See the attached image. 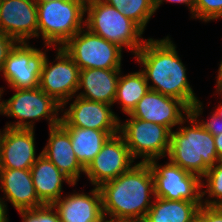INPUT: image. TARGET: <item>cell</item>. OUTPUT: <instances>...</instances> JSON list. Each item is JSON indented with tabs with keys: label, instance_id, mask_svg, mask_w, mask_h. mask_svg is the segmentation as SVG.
<instances>
[{
	"label": "cell",
	"instance_id": "cell-18",
	"mask_svg": "<svg viewBox=\"0 0 222 222\" xmlns=\"http://www.w3.org/2000/svg\"><path fill=\"white\" fill-rule=\"evenodd\" d=\"M0 188L4 201L10 202L17 211L44 205L35 192L30 169L0 168Z\"/></svg>",
	"mask_w": 222,
	"mask_h": 222
},
{
	"label": "cell",
	"instance_id": "cell-31",
	"mask_svg": "<svg viewBox=\"0 0 222 222\" xmlns=\"http://www.w3.org/2000/svg\"><path fill=\"white\" fill-rule=\"evenodd\" d=\"M17 41L0 31V73L4 63Z\"/></svg>",
	"mask_w": 222,
	"mask_h": 222
},
{
	"label": "cell",
	"instance_id": "cell-2",
	"mask_svg": "<svg viewBox=\"0 0 222 222\" xmlns=\"http://www.w3.org/2000/svg\"><path fill=\"white\" fill-rule=\"evenodd\" d=\"M104 216L143 222L151 208L154 178L148 162H137L128 171L99 187Z\"/></svg>",
	"mask_w": 222,
	"mask_h": 222
},
{
	"label": "cell",
	"instance_id": "cell-27",
	"mask_svg": "<svg viewBox=\"0 0 222 222\" xmlns=\"http://www.w3.org/2000/svg\"><path fill=\"white\" fill-rule=\"evenodd\" d=\"M203 103L198 101L190 108V113L200 122V124L209 131L213 136L222 133V102L211 113L209 120L198 119L203 113Z\"/></svg>",
	"mask_w": 222,
	"mask_h": 222
},
{
	"label": "cell",
	"instance_id": "cell-1",
	"mask_svg": "<svg viewBox=\"0 0 222 222\" xmlns=\"http://www.w3.org/2000/svg\"><path fill=\"white\" fill-rule=\"evenodd\" d=\"M176 47L169 36L163 39L149 37L134 58L141 65L150 90L181 100L190 109L200 100L190 86L187 68Z\"/></svg>",
	"mask_w": 222,
	"mask_h": 222
},
{
	"label": "cell",
	"instance_id": "cell-26",
	"mask_svg": "<svg viewBox=\"0 0 222 222\" xmlns=\"http://www.w3.org/2000/svg\"><path fill=\"white\" fill-rule=\"evenodd\" d=\"M201 180L202 205L222 206V161L210 167ZM204 186L205 190H203Z\"/></svg>",
	"mask_w": 222,
	"mask_h": 222
},
{
	"label": "cell",
	"instance_id": "cell-13",
	"mask_svg": "<svg viewBox=\"0 0 222 222\" xmlns=\"http://www.w3.org/2000/svg\"><path fill=\"white\" fill-rule=\"evenodd\" d=\"M69 108H61L63 127H81L95 130H119L120 117L112 105L88 100L76 95Z\"/></svg>",
	"mask_w": 222,
	"mask_h": 222
},
{
	"label": "cell",
	"instance_id": "cell-34",
	"mask_svg": "<svg viewBox=\"0 0 222 222\" xmlns=\"http://www.w3.org/2000/svg\"><path fill=\"white\" fill-rule=\"evenodd\" d=\"M216 153L219 157V160L222 161V133L218 135H214Z\"/></svg>",
	"mask_w": 222,
	"mask_h": 222
},
{
	"label": "cell",
	"instance_id": "cell-24",
	"mask_svg": "<svg viewBox=\"0 0 222 222\" xmlns=\"http://www.w3.org/2000/svg\"><path fill=\"white\" fill-rule=\"evenodd\" d=\"M119 75L114 103L118 102L124 114H130L139 100L149 91L148 83L141 70Z\"/></svg>",
	"mask_w": 222,
	"mask_h": 222
},
{
	"label": "cell",
	"instance_id": "cell-33",
	"mask_svg": "<svg viewBox=\"0 0 222 222\" xmlns=\"http://www.w3.org/2000/svg\"><path fill=\"white\" fill-rule=\"evenodd\" d=\"M6 204L4 199L0 198V222H9Z\"/></svg>",
	"mask_w": 222,
	"mask_h": 222
},
{
	"label": "cell",
	"instance_id": "cell-36",
	"mask_svg": "<svg viewBox=\"0 0 222 222\" xmlns=\"http://www.w3.org/2000/svg\"><path fill=\"white\" fill-rule=\"evenodd\" d=\"M101 222H138V221L129 220V219H117V218H112V217L107 218V216H104Z\"/></svg>",
	"mask_w": 222,
	"mask_h": 222
},
{
	"label": "cell",
	"instance_id": "cell-9",
	"mask_svg": "<svg viewBox=\"0 0 222 222\" xmlns=\"http://www.w3.org/2000/svg\"><path fill=\"white\" fill-rule=\"evenodd\" d=\"M55 49V60L50 62L48 56L44 60L38 87L65 108L76 96L80 69L62 47Z\"/></svg>",
	"mask_w": 222,
	"mask_h": 222
},
{
	"label": "cell",
	"instance_id": "cell-6",
	"mask_svg": "<svg viewBox=\"0 0 222 222\" xmlns=\"http://www.w3.org/2000/svg\"><path fill=\"white\" fill-rule=\"evenodd\" d=\"M86 14V28L122 49L125 47L134 56L147 40L135 22L102 0H87Z\"/></svg>",
	"mask_w": 222,
	"mask_h": 222
},
{
	"label": "cell",
	"instance_id": "cell-3",
	"mask_svg": "<svg viewBox=\"0 0 222 222\" xmlns=\"http://www.w3.org/2000/svg\"><path fill=\"white\" fill-rule=\"evenodd\" d=\"M186 122L190 126H184ZM177 129L171 132L168 160L202 179L210 167L221 162L214 137L191 113Z\"/></svg>",
	"mask_w": 222,
	"mask_h": 222
},
{
	"label": "cell",
	"instance_id": "cell-25",
	"mask_svg": "<svg viewBox=\"0 0 222 222\" xmlns=\"http://www.w3.org/2000/svg\"><path fill=\"white\" fill-rule=\"evenodd\" d=\"M106 4L121 11L127 18L135 22L143 31L156 12L153 0H102Z\"/></svg>",
	"mask_w": 222,
	"mask_h": 222
},
{
	"label": "cell",
	"instance_id": "cell-37",
	"mask_svg": "<svg viewBox=\"0 0 222 222\" xmlns=\"http://www.w3.org/2000/svg\"><path fill=\"white\" fill-rule=\"evenodd\" d=\"M49 1H58V0H35L36 3L49 2Z\"/></svg>",
	"mask_w": 222,
	"mask_h": 222
},
{
	"label": "cell",
	"instance_id": "cell-23",
	"mask_svg": "<svg viewBox=\"0 0 222 222\" xmlns=\"http://www.w3.org/2000/svg\"><path fill=\"white\" fill-rule=\"evenodd\" d=\"M202 202L155 197L143 222H197Z\"/></svg>",
	"mask_w": 222,
	"mask_h": 222
},
{
	"label": "cell",
	"instance_id": "cell-5",
	"mask_svg": "<svg viewBox=\"0 0 222 222\" xmlns=\"http://www.w3.org/2000/svg\"><path fill=\"white\" fill-rule=\"evenodd\" d=\"M11 89L15 93L8 100H2L4 88L0 87V115L18 121L7 122L5 127L34 130L35 121L42 118L48 121L49 128L60 124L61 105L39 87Z\"/></svg>",
	"mask_w": 222,
	"mask_h": 222
},
{
	"label": "cell",
	"instance_id": "cell-4",
	"mask_svg": "<svg viewBox=\"0 0 222 222\" xmlns=\"http://www.w3.org/2000/svg\"><path fill=\"white\" fill-rule=\"evenodd\" d=\"M87 0H58L37 4L38 38L44 47H62L85 27Z\"/></svg>",
	"mask_w": 222,
	"mask_h": 222
},
{
	"label": "cell",
	"instance_id": "cell-16",
	"mask_svg": "<svg viewBox=\"0 0 222 222\" xmlns=\"http://www.w3.org/2000/svg\"><path fill=\"white\" fill-rule=\"evenodd\" d=\"M35 129L0 130V168L31 169L36 162Z\"/></svg>",
	"mask_w": 222,
	"mask_h": 222
},
{
	"label": "cell",
	"instance_id": "cell-20",
	"mask_svg": "<svg viewBox=\"0 0 222 222\" xmlns=\"http://www.w3.org/2000/svg\"><path fill=\"white\" fill-rule=\"evenodd\" d=\"M120 73L121 69L80 70L77 96L113 106Z\"/></svg>",
	"mask_w": 222,
	"mask_h": 222
},
{
	"label": "cell",
	"instance_id": "cell-28",
	"mask_svg": "<svg viewBox=\"0 0 222 222\" xmlns=\"http://www.w3.org/2000/svg\"><path fill=\"white\" fill-rule=\"evenodd\" d=\"M194 18L209 22L222 18V0H195Z\"/></svg>",
	"mask_w": 222,
	"mask_h": 222
},
{
	"label": "cell",
	"instance_id": "cell-32",
	"mask_svg": "<svg viewBox=\"0 0 222 222\" xmlns=\"http://www.w3.org/2000/svg\"><path fill=\"white\" fill-rule=\"evenodd\" d=\"M164 2L169 3H177V4H184L189 8L191 17L194 18V4L195 0H153L155 11L157 12V9L161 6V4H164Z\"/></svg>",
	"mask_w": 222,
	"mask_h": 222
},
{
	"label": "cell",
	"instance_id": "cell-8",
	"mask_svg": "<svg viewBox=\"0 0 222 222\" xmlns=\"http://www.w3.org/2000/svg\"><path fill=\"white\" fill-rule=\"evenodd\" d=\"M130 118L119 124V134L124 138L131 156L141 162L164 158L168 155L171 131L160 124Z\"/></svg>",
	"mask_w": 222,
	"mask_h": 222
},
{
	"label": "cell",
	"instance_id": "cell-22",
	"mask_svg": "<svg viewBox=\"0 0 222 222\" xmlns=\"http://www.w3.org/2000/svg\"><path fill=\"white\" fill-rule=\"evenodd\" d=\"M70 135L72 148L80 164L86 168L101 151L102 146L119 130H95L81 127H64Z\"/></svg>",
	"mask_w": 222,
	"mask_h": 222
},
{
	"label": "cell",
	"instance_id": "cell-14",
	"mask_svg": "<svg viewBox=\"0 0 222 222\" xmlns=\"http://www.w3.org/2000/svg\"><path fill=\"white\" fill-rule=\"evenodd\" d=\"M189 114L190 109L181 100L149 89L129 115L163 125L172 132Z\"/></svg>",
	"mask_w": 222,
	"mask_h": 222
},
{
	"label": "cell",
	"instance_id": "cell-35",
	"mask_svg": "<svg viewBox=\"0 0 222 222\" xmlns=\"http://www.w3.org/2000/svg\"><path fill=\"white\" fill-rule=\"evenodd\" d=\"M216 89L222 90V60L218 67V73L216 78Z\"/></svg>",
	"mask_w": 222,
	"mask_h": 222
},
{
	"label": "cell",
	"instance_id": "cell-7",
	"mask_svg": "<svg viewBox=\"0 0 222 222\" xmlns=\"http://www.w3.org/2000/svg\"><path fill=\"white\" fill-rule=\"evenodd\" d=\"M62 48L82 69H121L122 48L82 28Z\"/></svg>",
	"mask_w": 222,
	"mask_h": 222
},
{
	"label": "cell",
	"instance_id": "cell-21",
	"mask_svg": "<svg viewBox=\"0 0 222 222\" xmlns=\"http://www.w3.org/2000/svg\"><path fill=\"white\" fill-rule=\"evenodd\" d=\"M30 171L35 192L43 204L52 205L63 196V182H67L73 187L76 185L42 154L37 158Z\"/></svg>",
	"mask_w": 222,
	"mask_h": 222
},
{
	"label": "cell",
	"instance_id": "cell-12",
	"mask_svg": "<svg viewBox=\"0 0 222 222\" xmlns=\"http://www.w3.org/2000/svg\"><path fill=\"white\" fill-rule=\"evenodd\" d=\"M134 160L124 138L118 133L106 141L87 165L85 175L94 187H99L128 171L134 165Z\"/></svg>",
	"mask_w": 222,
	"mask_h": 222
},
{
	"label": "cell",
	"instance_id": "cell-29",
	"mask_svg": "<svg viewBox=\"0 0 222 222\" xmlns=\"http://www.w3.org/2000/svg\"><path fill=\"white\" fill-rule=\"evenodd\" d=\"M17 212L22 217V222H61L57 210L49 204Z\"/></svg>",
	"mask_w": 222,
	"mask_h": 222
},
{
	"label": "cell",
	"instance_id": "cell-10",
	"mask_svg": "<svg viewBox=\"0 0 222 222\" xmlns=\"http://www.w3.org/2000/svg\"><path fill=\"white\" fill-rule=\"evenodd\" d=\"M158 160L148 162L154 178L155 197L202 202V180L199 176L185 171L170 160L165 165H159Z\"/></svg>",
	"mask_w": 222,
	"mask_h": 222
},
{
	"label": "cell",
	"instance_id": "cell-17",
	"mask_svg": "<svg viewBox=\"0 0 222 222\" xmlns=\"http://www.w3.org/2000/svg\"><path fill=\"white\" fill-rule=\"evenodd\" d=\"M52 205L61 222H101L104 217L101 193L94 186L88 194L75 192L64 195Z\"/></svg>",
	"mask_w": 222,
	"mask_h": 222
},
{
	"label": "cell",
	"instance_id": "cell-11",
	"mask_svg": "<svg viewBox=\"0 0 222 222\" xmlns=\"http://www.w3.org/2000/svg\"><path fill=\"white\" fill-rule=\"evenodd\" d=\"M29 43L17 42L4 63L1 75L10 88L24 89L39 86V77L48 49L41 51Z\"/></svg>",
	"mask_w": 222,
	"mask_h": 222
},
{
	"label": "cell",
	"instance_id": "cell-30",
	"mask_svg": "<svg viewBox=\"0 0 222 222\" xmlns=\"http://www.w3.org/2000/svg\"><path fill=\"white\" fill-rule=\"evenodd\" d=\"M197 222H222V206L201 205L197 214Z\"/></svg>",
	"mask_w": 222,
	"mask_h": 222
},
{
	"label": "cell",
	"instance_id": "cell-19",
	"mask_svg": "<svg viewBox=\"0 0 222 222\" xmlns=\"http://www.w3.org/2000/svg\"><path fill=\"white\" fill-rule=\"evenodd\" d=\"M47 145L41 151L63 174L77 184L85 168L77 160L69 132L61 125L49 128Z\"/></svg>",
	"mask_w": 222,
	"mask_h": 222
},
{
	"label": "cell",
	"instance_id": "cell-38",
	"mask_svg": "<svg viewBox=\"0 0 222 222\" xmlns=\"http://www.w3.org/2000/svg\"><path fill=\"white\" fill-rule=\"evenodd\" d=\"M217 92H218V95L220 96H222V90H219V89H216V94H217Z\"/></svg>",
	"mask_w": 222,
	"mask_h": 222
},
{
	"label": "cell",
	"instance_id": "cell-15",
	"mask_svg": "<svg viewBox=\"0 0 222 222\" xmlns=\"http://www.w3.org/2000/svg\"><path fill=\"white\" fill-rule=\"evenodd\" d=\"M0 31L17 42L38 38L35 0H0Z\"/></svg>",
	"mask_w": 222,
	"mask_h": 222
}]
</instances>
